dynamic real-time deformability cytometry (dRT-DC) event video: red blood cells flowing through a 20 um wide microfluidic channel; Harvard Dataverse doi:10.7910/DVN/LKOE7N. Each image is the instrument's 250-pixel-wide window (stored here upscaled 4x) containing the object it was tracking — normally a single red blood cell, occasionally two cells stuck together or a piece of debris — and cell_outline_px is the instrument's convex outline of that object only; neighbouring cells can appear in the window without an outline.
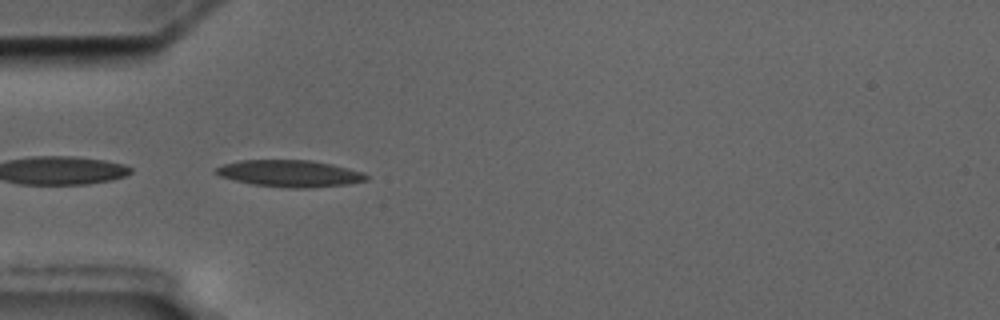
{"species": "common noctule bat (a hibernating species)", "species_latin": "Nyctalus noctula", "temperature_condition": "cold", "stored_images_in_passage": 40, "camera_frame_rate_fps": 3000, "um_per_image_px": 0.085, "animal": {"sex": "male", "body_mass_g": 17.5, "forearm_length_mm": 52.3}, "frame": {"image": 1, "passage_image": 1, "time_ms": 0.0, "image_size_px": [1000, 320], "cell_outline_px": [[368, 180], [348, 184], [308, 188], [288, 188], [252, 184], [220, 176], [212, 172], [216, 168], [224, 164], [240, 160], [312, 160], [332, 164], [364, 172], [368, 176]], "centroid_in_image_um": [24.65, 14.74], "position_along_channel_um": 60.4, "area_um2": 23.52}}
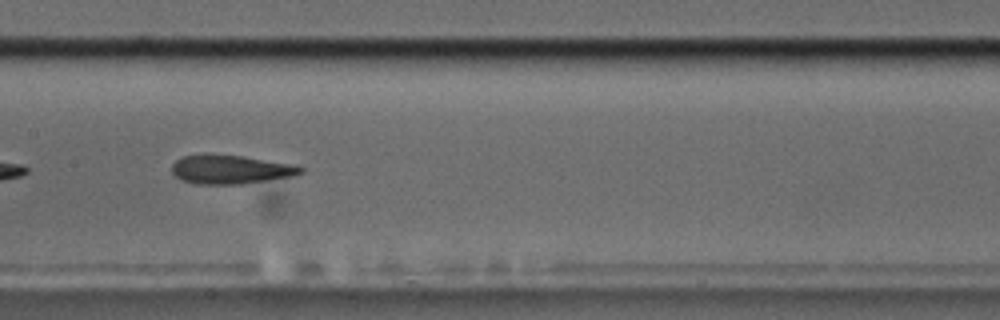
{"frame": {"image": 2, "passage_image": 12, "time_ms": 3.667, "image_size_px": [1000, 320], "cell_outline_px": [[304, 172], [296, 176], [240, 184], [196, 184], [180, 180], [172, 172], [172, 164], [180, 156], [244, 156], [296, 164], [304, 168]], "centroid_in_image_um": [19.67, 14.43], "position_along_channel_um": 187.7, "area_um2": 21.5}, "authors_computed_cell_mechanics": {"area_um2": 22.6287, "velocity_mm_per_s": 3.5684, "shape_relaxation_time_tau1_ms": null, "shape_relaxation_time_tau2_ms": 4.1864, "deformation_change_tau1": null, "deformation_change_tau2": 0.1249}}